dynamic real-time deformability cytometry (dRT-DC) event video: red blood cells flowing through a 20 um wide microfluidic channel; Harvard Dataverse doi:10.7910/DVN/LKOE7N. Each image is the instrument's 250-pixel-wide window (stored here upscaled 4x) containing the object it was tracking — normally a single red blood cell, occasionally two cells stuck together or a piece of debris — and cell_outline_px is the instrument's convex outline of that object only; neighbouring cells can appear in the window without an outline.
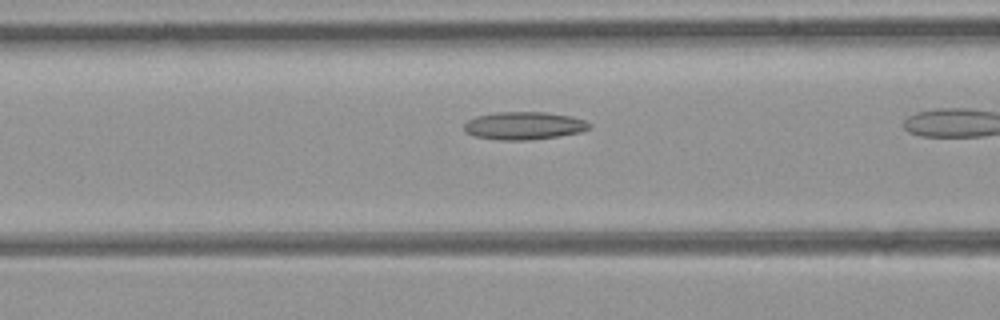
{"species": "common noctule bat (a hibernating species)", "species_latin": "Nyctalus noctula", "temperature_condition": "room temperature", "stored_images_in_passage": 12, "camera_frame_rate_fps": 3000, "um_per_image_px": 0.085, "animal": {"sex": "female", "body_mass_g": 21.9}, "frame": {"image": 1, "passage_image": 6, "time_ms": 1.667, "image_size_px": [1000, 320], "cell_outline_px": [[592, 124], [588, 128], [580, 132], [560, 136], [528, 140], [500, 140], [472, 136], [464, 132], [464, 124], [468, 120], [476, 116], [496, 112], [544, 112], [572, 116], [584, 120]], "centroid_in_image_um": [44.51, 10.68], "position_along_channel_um": 122.1, "area_um2": 20.4}}